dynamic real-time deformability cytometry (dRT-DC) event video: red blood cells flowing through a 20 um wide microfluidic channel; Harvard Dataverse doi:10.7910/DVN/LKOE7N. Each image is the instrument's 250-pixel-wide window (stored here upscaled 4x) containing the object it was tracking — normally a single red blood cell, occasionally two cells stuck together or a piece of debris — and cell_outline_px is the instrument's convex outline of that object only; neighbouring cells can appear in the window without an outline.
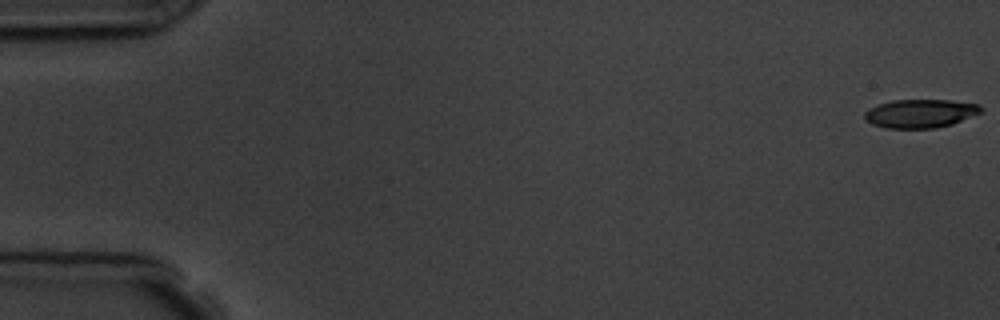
{"species": "common noctule bat (a hibernating species)", "species_latin": "Nyctalus noctula", "temperature_condition": "room temperature", "stored_images_in_passage": 3, "camera_frame_rate_fps": 3000, "um_per_image_px": 0.085, "animal": {"sex": "male", "body_mass_g": 19.5, "forearm_length_mm": 54.6}, "frame": {"image": 1, "passage_image": 1, "time_ms": 0.0, "image_size_px": [1000, 320], "cell_outline_px": [[980, 112], [952, 124], [936, 128], [888, 128], [872, 124], [864, 120], [864, 112], [868, 108], [892, 100], [948, 100], [980, 104]], "centroid_in_image_um": [78.17, 9.64], "position_along_channel_um": 6.8, "area_um2": 19.19}}